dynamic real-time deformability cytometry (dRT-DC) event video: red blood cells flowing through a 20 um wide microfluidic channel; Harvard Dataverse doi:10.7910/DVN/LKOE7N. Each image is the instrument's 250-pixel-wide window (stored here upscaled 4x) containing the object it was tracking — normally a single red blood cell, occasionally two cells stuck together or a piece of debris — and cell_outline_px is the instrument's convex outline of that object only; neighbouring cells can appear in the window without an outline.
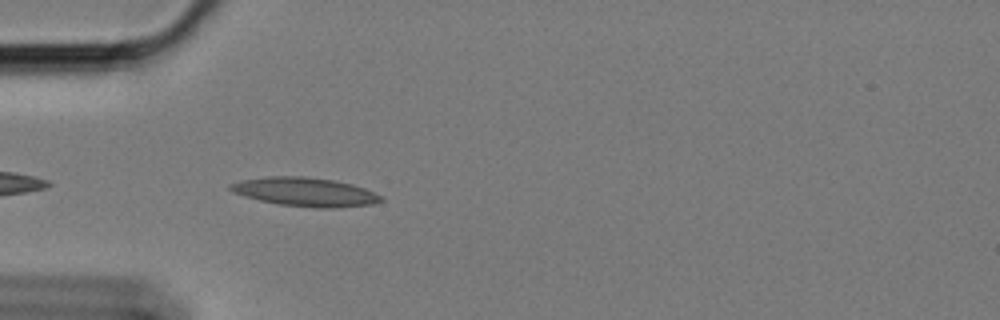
{"species": "Egyptian fruit bat (a non-hibernating species)", "species_latin": "Rousettus aegyptiacus", "temperature_condition": "cold", "stored_images_in_passage": 29, "camera_frame_rate_fps": 3000, "um_per_image_px": 0.085, "animal": {"sex": "female"}, "frame": {"image": 1, "passage_image": 3, "time_ms": 0.667, "image_size_px": [1000, 320], "cell_outline_px": [[384, 200], [372, 204], [336, 208], [316, 208], [280, 204], [260, 200], [244, 196], [232, 192], [228, 188], [228, 184], [244, 180], [268, 176], [304, 176], [336, 180], [352, 184], [364, 188], [380, 196]], "centroid_in_image_um": [25.92, 16.31], "position_along_channel_um": 59.1, "area_um2": 25.2}}
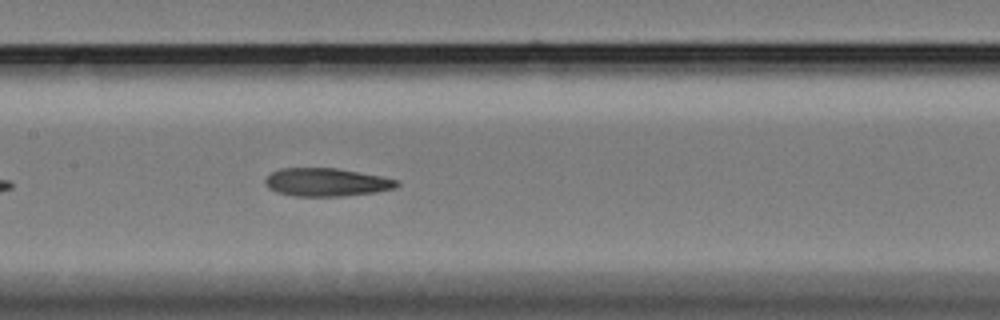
{"frame": {"image": 2, "passage_image": 14, "time_ms": 4.333, "image_size_px": [1000, 320], "cell_outline_px": [[400, 184], [396, 188], [376, 192], [344, 196], [292, 196], [276, 192], [268, 188], [264, 184], [264, 180], [272, 172], [280, 168], [336, 168], [380, 176], [400, 180]], "centroid_in_image_um": [27.75, 15.49], "position_along_channel_um": 179.7, "area_um2": 21.73}}
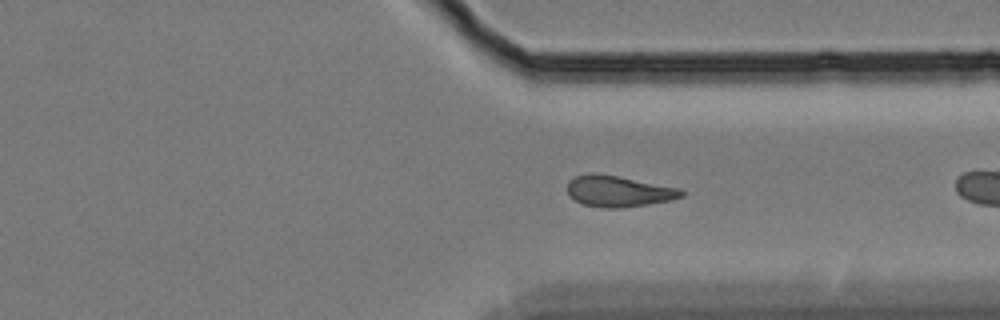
{"frame": {"image": 3, "passage_image": 27, "time_ms": 8.667, "image_size_px": [1000, 320], "cell_outline_px": [[684, 196], [672, 200], [648, 204], [620, 208], [604, 208], [584, 204], [576, 200], [568, 192], [568, 180], [576, 176], [592, 172], [596, 172], [680, 188], [684, 192]], "centroid_in_image_um": [52.59, 16.25], "position_along_channel_um": 358.8, "area_um2": 20.58}}